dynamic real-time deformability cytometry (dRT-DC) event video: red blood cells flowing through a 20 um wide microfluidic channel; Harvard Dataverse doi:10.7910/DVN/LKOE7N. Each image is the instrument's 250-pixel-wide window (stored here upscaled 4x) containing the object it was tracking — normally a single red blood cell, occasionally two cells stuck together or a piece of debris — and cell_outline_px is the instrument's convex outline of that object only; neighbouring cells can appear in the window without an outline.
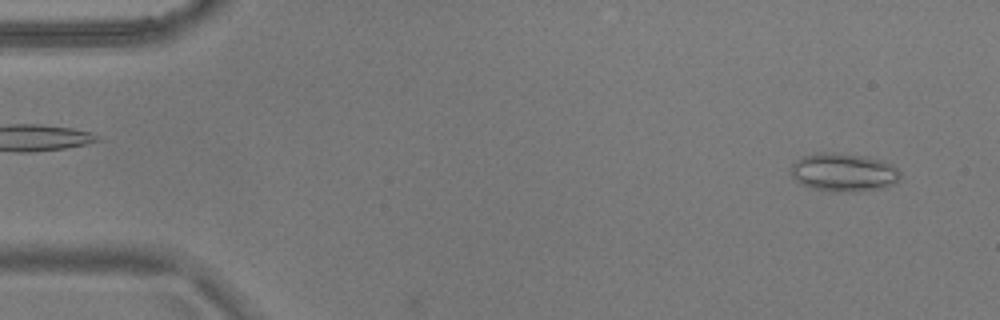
{"species": "common noctule bat (a hibernating species)", "species_latin": "Nyctalus noctula", "temperature_condition": "warm", "stored_images_in_passage": 6, "camera_frame_rate_fps": 3000, "um_per_image_px": 0.085, "animal": {"sex": "male", "body_mass_g": 17.9}, "frame": {"image": 1, "passage_image": 3, "time_ms": 0.667, "image_size_px": [1000, 320], "cell_outline_px": [[900, 176], [892, 184], [884, 188], [852, 192], [828, 192], [812, 188], [800, 184], [788, 172], [792, 164], [804, 156], [816, 152], [828, 152], [868, 156], [892, 164], [900, 172]], "centroid_in_image_um": [71.67, 14.66], "position_along_channel_um": 13.3, "area_um2": 24.68}}